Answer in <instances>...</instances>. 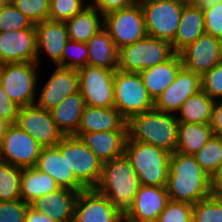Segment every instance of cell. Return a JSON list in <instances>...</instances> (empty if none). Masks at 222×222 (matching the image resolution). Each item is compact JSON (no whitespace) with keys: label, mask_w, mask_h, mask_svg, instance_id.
I'll list each match as a JSON object with an SVG mask.
<instances>
[{"label":"cell","mask_w":222,"mask_h":222,"mask_svg":"<svg viewBox=\"0 0 222 222\" xmlns=\"http://www.w3.org/2000/svg\"><path fill=\"white\" fill-rule=\"evenodd\" d=\"M166 190L169 200L195 204L210 196L211 177L193 155L171 154Z\"/></svg>","instance_id":"cell-1"},{"label":"cell","mask_w":222,"mask_h":222,"mask_svg":"<svg viewBox=\"0 0 222 222\" xmlns=\"http://www.w3.org/2000/svg\"><path fill=\"white\" fill-rule=\"evenodd\" d=\"M176 114L156 109L135 115L127 121L128 137L131 140L176 152L178 124Z\"/></svg>","instance_id":"cell-2"},{"label":"cell","mask_w":222,"mask_h":222,"mask_svg":"<svg viewBox=\"0 0 222 222\" xmlns=\"http://www.w3.org/2000/svg\"><path fill=\"white\" fill-rule=\"evenodd\" d=\"M140 182L125 154L103 163L102 175L95 188L116 208L125 213L133 204Z\"/></svg>","instance_id":"cell-3"},{"label":"cell","mask_w":222,"mask_h":222,"mask_svg":"<svg viewBox=\"0 0 222 222\" xmlns=\"http://www.w3.org/2000/svg\"><path fill=\"white\" fill-rule=\"evenodd\" d=\"M124 154L133 166L140 185L166 187L171 153L128 137Z\"/></svg>","instance_id":"cell-4"},{"label":"cell","mask_w":222,"mask_h":222,"mask_svg":"<svg viewBox=\"0 0 222 222\" xmlns=\"http://www.w3.org/2000/svg\"><path fill=\"white\" fill-rule=\"evenodd\" d=\"M175 52L171 43L146 36L137 42L119 49L118 69L139 73L169 60Z\"/></svg>","instance_id":"cell-5"},{"label":"cell","mask_w":222,"mask_h":222,"mask_svg":"<svg viewBox=\"0 0 222 222\" xmlns=\"http://www.w3.org/2000/svg\"><path fill=\"white\" fill-rule=\"evenodd\" d=\"M114 108L128 121L131 117L154 108L139 73L119 69L114 75Z\"/></svg>","instance_id":"cell-6"},{"label":"cell","mask_w":222,"mask_h":222,"mask_svg":"<svg viewBox=\"0 0 222 222\" xmlns=\"http://www.w3.org/2000/svg\"><path fill=\"white\" fill-rule=\"evenodd\" d=\"M39 66L36 62L0 65V84L7 96L20 108L33 105L36 101L39 80L36 67Z\"/></svg>","instance_id":"cell-7"},{"label":"cell","mask_w":222,"mask_h":222,"mask_svg":"<svg viewBox=\"0 0 222 222\" xmlns=\"http://www.w3.org/2000/svg\"><path fill=\"white\" fill-rule=\"evenodd\" d=\"M147 35L171 43L180 24L182 0H140Z\"/></svg>","instance_id":"cell-8"},{"label":"cell","mask_w":222,"mask_h":222,"mask_svg":"<svg viewBox=\"0 0 222 222\" xmlns=\"http://www.w3.org/2000/svg\"><path fill=\"white\" fill-rule=\"evenodd\" d=\"M103 28L119 49L131 45L147 36L141 4L115 10L103 16Z\"/></svg>","instance_id":"cell-9"},{"label":"cell","mask_w":222,"mask_h":222,"mask_svg":"<svg viewBox=\"0 0 222 222\" xmlns=\"http://www.w3.org/2000/svg\"><path fill=\"white\" fill-rule=\"evenodd\" d=\"M78 89L87 106L114 107L115 70L85 65L77 70Z\"/></svg>","instance_id":"cell-10"},{"label":"cell","mask_w":222,"mask_h":222,"mask_svg":"<svg viewBox=\"0 0 222 222\" xmlns=\"http://www.w3.org/2000/svg\"><path fill=\"white\" fill-rule=\"evenodd\" d=\"M42 148L17 124H10L0 144V161L21 169L34 167Z\"/></svg>","instance_id":"cell-11"},{"label":"cell","mask_w":222,"mask_h":222,"mask_svg":"<svg viewBox=\"0 0 222 222\" xmlns=\"http://www.w3.org/2000/svg\"><path fill=\"white\" fill-rule=\"evenodd\" d=\"M66 162L85 189H95L102 175L103 162L74 135H66Z\"/></svg>","instance_id":"cell-12"},{"label":"cell","mask_w":222,"mask_h":222,"mask_svg":"<svg viewBox=\"0 0 222 222\" xmlns=\"http://www.w3.org/2000/svg\"><path fill=\"white\" fill-rule=\"evenodd\" d=\"M16 124L42 147L56 146L65 136L54 123L50 111L35 104L19 108Z\"/></svg>","instance_id":"cell-13"},{"label":"cell","mask_w":222,"mask_h":222,"mask_svg":"<svg viewBox=\"0 0 222 222\" xmlns=\"http://www.w3.org/2000/svg\"><path fill=\"white\" fill-rule=\"evenodd\" d=\"M183 68L202 76L222 62V40L204 34L179 52Z\"/></svg>","instance_id":"cell-14"},{"label":"cell","mask_w":222,"mask_h":222,"mask_svg":"<svg viewBox=\"0 0 222 222\" xmlns=\"http://www.w3.org/2000/svg\"><path fill=\"white\" fill-rule=\"evenodd\" d=\"M37 53L35 24L23 30L0 32V65L36 62Z\"/></svg>","instance_id":"cell-15"},{"label":"cell","mask_w":222,"mask_h":222,"mask_svg":"<svg viewBox=\"0 0 222 222\" xmlns=\"http://www.w3.org/2000/svg\"><path fill=\"white\" fill-rule=\"evenodd\" d=\"M41 172L50 175L60 186L73 191H83L85 188L76 180L66 162V135L53 147H43L34 166Z\"/></svg>","instance_id":"cell-16"},{"label":"cell","mask_w":222,"mask_h":222,"mask_svg":"<svg viewBox=\"0 0 222 222\" xmlns=\"http://www.w3.org/2000/svg\"><path fill=\"white\" fill-rule=\"evenodd\" d=\"M122 214L96 189H85L77 197L73 222H117Z\"/></svg>","instance_id":"cell-17"},{"label":"cell","mask_w":222,"mask_h":222,"mask_svg":"<svg viewBox=\"0 0 222 222\" xmlns=\"http://www.w3.org/2000/svg\"><path fill=\"white\" fill-rule=\"evenodd\" d=\"M200 90L201 76L182 67L175 80L156 98L154 109L178 113L184 101Z\"/></svg>","instance_id":"cell-18"},{"label":"cell","mask_w":222,"mask_h":222,"mask_svg":"<svg viewBox=\"0 0 222 222\" xmlns=\"http://www.w3.org/2000/svg\"><path fill=\"white\" fill-rule=\"evenodd\" d=\"M78 73L76 69L56 67L42 87L35 105L47 111L60 104L67 96L78 92Z\"/></svg>","instance_id":"cell-19"},{"label":"cell","mask_w":222,"mask_h":222,"mask_svg":"<svg viewBox=\"0 0 222 222\" xmlns=\"http://www.w3.org/2000/svg\"><path fill=\"white\" fill-rule=\"evenodd\" d=\"M168 201L166 187L140 185L133 204L124 214L138 222H157Z\"/></svg>","instance_id":"cell-20"},{"label":"cell","mask_w":222,"mask_h":222,"mask_svg":"<svg viewBox=\"0 0 222 222\" xmlns=\"http://www.w3.org/2000/svg\"><path fill=\"white\" fill-rule=\"evenodd\" d=\"M37 32V57L36 63L41 62V51L57 66L62 59L65 45L69 41L67 27L64 22L44 20L35 24Z\"/></svg>","instance_id":"cell-21"},{"label":"cell","mask_w":222,"mask_h":222,"mask_svg":"<svg viewBox=\"0 0 222 222\" xmlns=\"http://www.w3.org/2000/svg\"><path fill=\"white\" fill-rule=\"evenodd\" d=\"M78 195V191L60 188L55 192L36 198L30 203V206L57 222H73Z\"/></svg>","instance_id":"cell-22"},{"label":"cell","mask_w":222,"mask_h":222,"mask_svg":"<svg viewBox=\"0 0 222 222\" xmlns=\"http://www.w3.org/2000/svg\"><path fill=\"white\" fill-rule=\"evenodd\" d=\"M128 138V130L82 133L79 139L103 163L122 156Z\"/></svg>","instance_id":"cell-23"},{"label":"cell","mask_w":222,"mask_h":222,"mask_svg":"<svg viewBox=\"0 0 222 222\" xmlns=\"http://www.w3.org/2000/svg\"><path fill=\"white\" fill-rule=\"evenodd\" d=\"M113 130H128L127 120L116 108H102L85 105L80 124L74 136L82 133Z\"/></svg>","instance_id":"cell-24"},{"label":"cell","mask_w":222,"mask_h":222,"mask_svg":"<svg viewBox=\"0 0 222 222\" xmlns=\"http://www.w3.org/2000/svg\"><path fill=\"white\" fill-rule=\"evenodd\" d=\"M182 67L180 55L175 53L169 60L139 72L153 101L175 80Z\"/></svg>","instance_id":"cell-25"},{"label":"cell","mask_w":222,"mask_h":222,"mask_svg":"<svg viewBox=\"0 0 222 222\" xmlns=\"http://www.w3.org/2000/svg\"><path fill=\"white\" fill-rule=\"evenodd\" d=\"M205 34L204 12L190 2L184 5L175 37L171 42L172 49L179 53L187 45Z\"/></svg>","instance_id":"cell-26"},{"label":"cell","mask_w":222,"mask_h":222,"mask_svg":"<svg viewBox=\"0 0 222 222\" xmlns=\"http://www.w3.org/2000/svg\"><path fill=\"white\" fill-rule=\"evenodd\" d=\"M103 16L90 3L87 4V7L81 12L64 22L67 27L69 40L87 43L91 37L103 29Z\"/></svg>","instance_id":"cell-27"},{"label":"cell","mask_w":222,"mask_h":222,"mask_svg":"<svg viewBox=\"0 0 222 222\" xmlns=\"http://www.w3.org/2000/svg\"><path fill=\"white\" fill-rule=\"evenodd\" d=\"M88 48V65L110 70L118 69L119 50L111 36L103 28L86 43Z\"/></svg>","instance_id":"cell-28"},{"label":"cell","mask_w":222,"mask_h":222,"mask_svg":"<svg viewBox=\"0 0 222 222\" xmlns=\"http://www.w3.org/2000/svg\"><path fill=\"white\" fill-rule=\"evenodd\" d=\"M85 107L80 92L67 96L60 104L50 110L52 119L64 135H74L80 124Z\"/></svg>","instance_id":"cell-29"},{"label":"cell","mask_w":222,"mask_h":222,"mask_svg":"<svg viewBox=\"0 0 222 222\" xmlns=\"http://www.w3.org/2000/svg\"><path fill=\"white\" fill-rule=\"evenodd\" d=\"M60 189L57 182L48 174L35 167L21 169L20 195L26 203Z\"/></svg>","instance_id":"cell-30"},{"label":"cell","mask_w":222,"mask_h":222,"mask_svg":"<svg viewBox=\"0 0 222 222\" xmlns=\"http://www.w3.org/2000/svg\"><path fill=\"white\" fill-rule=\"evenodd\" d=\"M212 136L210 124L179 122L176 152L194 155Z\"/></svg>","instance_id":"cell-31"},{"label":"cell","mask_w":222,"mask_h":222,"mask_svg":"<svg viewBox=\"0 0 222 222\" xmlns=\"http://www.w3.org/2000/svg\"><path fill=\"white\" fill-rule=\"evenodd\" d=\"M214 102L213 98L200 90L184 101L177 119L184 123L210 124Z\"/></svg>","instance_id":"cell-32"},{"label":"cell","mask_w":222,"mask_h":222,"mask_svg":"<svg viewBox=\"0 0 222 222\" xmlns=\"http://www.w3.org/2000/svg\"><path fill=\"white\" fill-rule=\"evenodd\" d=\"M193 156L210 177L221 172L222 137L213 135Z\"/></svg>","instance_id":"cell-33"},{"label":"cell","mask_w":222,"mask_h":222,"mask_svg":"<svg viewBox=\"0 0 222 222\" xmlns=\"http://www.w3.org/2000/svg\"><path fill=\"white\" fill-rule=\"evenodd\" d=\"M21 168L0 161V201L21 199Z\"/></svg>","instance_id":"cell-34"},{"label":"cell","mask_w":222,"mask_h":222,"mask_svg":"<svg viewBox=\"0 0 222 222\" xmlns=\"http://www.w3.org/2000/svg\"><path fill=\"white\" fill-rule=\"evenodd\" d=\"M192 222H222V200L210 195L192 204Z\"/></svg>","instance_id":"cell-35"},{"label":"cell","mask_w":222,"mask_h":222,"mask_svg":"<svg viewBox=\"0 0 222 222\" xmlns=\"http://www.w3.org/2000/svg\"><path fill=\"white\" fill-rule=\"evenodd\" d=\"M88 48L86 43L69 40L62 53L58 67L80 69L88 64Z\"/></svg>","instance_id":"cell-36"},{"label":"cell","mask_w":222,"mask_h":222,"mask_svg":"<svg viewBox=\"0 0 222 222\" xmlns=\"http://www.w3.org/2000/svg\"><path fill=\"white\" fill-rule=\"evenodd\" d=\"M32 25V21L14 4H7L0 10V32L23 30Z\"/></svg>","instance_id":"cell-37"},{"label":"cell","mask_w":222,"mask_h":222,"mask_svg":"<svg viewBox=\"0 0 222 222\" xmlns=\"http://www.w3.org/2000/svg\"><path fill=\"white\" fill-rule=\"evenodd\" d=\"M84 0H50L48 20L65 22L86 6Z\"/></svg>","instance_id":"cell-38"},{"label":"cell","mask_w":222,"mask_h":222,"mask_svg":"<svg viewBox=\"0 0 222 222\" xmlns=\"http://www.w3.org/2000/svg\"><path fill=\"white\" fill-rule=\"evenodd\" d=\"M157 222H192V204L169 200Z\"/></svg>","instance_id":"cell-39"},{"label":"cell","mask_w":222,"mask_h":222,"mask_svg":"<svg viewBox=\"0 0 222 222\" xmlns=\"http://www.w3.org/2000/svg\"><path fill=\"white\" fill-rule=\"evenodd\" d=\"M50 0H17L14 5L33 24L48 20Z\"/></svg>","instance_id":"cell-40"},{"label":"cell","mask_w":222,"mask_h":222,"mask_svg":"<svg viewBox=\"0 0 222 222\" xmlns=\"http://www.w3.org/2000/svg\"><path fill=\"white\" fill-rule=\"evenodd\" d=\"M201 90L214 100L222 99V62L201 76Z\"/></svg>","instance_id":"cell-41"},{"label":"cell","mask_w":222,"mask_h":222,"mask_svg":"<svg viewBox=\"0 0 222 222\" xmlns=\"http://www.w3.org/2000/svg\"><path fill=\"white\" fill-rule=\"evenodd\" d=\"M29 205L22 199L0 201V222H25Z\"/></svg>","instance_id":"cell-42"},{"label":"cell","mask_w":222,"mask_h":222,"mask_svg":"<svg viewBox=\"0 0 222 222\" xmlns=\"http://www.w3.org/2000/svg\"><path fill=\"white\" fill-rule=\"evenodd\" d=\"M205 34L222 40V2L203 10Z\"/></svg>","instance_id":"cell-43"},{"label":"cell","mask_w":222,"mask_h":222,"mask_svg":"<svg viewBox=\"0 0 222 222\" xmlns=\"http://www.w3.org/2000/svg\"><path fill=\"white\" fill-rule=\"evenodd\" d=\"M19 108L20 107L7 96L0 84V118L10 124H16Z\"/></svg>","instance_id":"cell-44"},{"label":"cell","mask_w":222,"mask_h":222,"mask_svg":"<svg viewBox=\"0 0 222 222\" xmlns=\"http://www.w3.org/2000/svg\"><path fill=\"white\" fill-rule=\"evenodd\" d=\"M90 2L93 7L105 15L115 10L135 6L140 2V0H91Z\"/></svg>","instance_id":"cell-45"},{"label":"cell","mask_w":222,"mask_h":222,"mask_svg":"<svg viewBox=\"0 0 222 222\" xmlns=\"http://www.w3.org/2000/svg\"><path fill=\"white\" fill-rule=\"evenodd\" d=\"M210 126L214 136L222 137V99L214 102Z\"/></svg>","instance_id":"cell-46"},{"label":"cell","mask_w":222,"mask_h":222,"mask_svg":"<svg viewBox=\"0 0 222 222\" xmlns=\"http://www.w3.org/2000/svg\"><path fill=\"white\" fill-rule=\"evenodd\" d=\"M25 222H57L52 218L48 217L45 213H41L30 205L27 208Z\"/></svg>","instance_id":"cell-47"},{"label":"cell","mask_w":222,"mask_h":222,"mask_svg":"<svg viewBox=\"0 0 222 222\" xmlns=\"http://www.w3.org/2000/svg\"><path fill=\"white\" fill-rule=\"evenodd\" d=\"M216 199L222 200V171L211 177V193Z\"/></svg>","instance_id":"cell-48"},{"label":"cell","mask_w":222,"mask_h":222,"mask_svg":"<svg viewBox=\"0 0 222 222\" xmlns=\"http://www.w3.org/2000/svg\"><path fill=\"white\" fill-rule=\"evenodd\" d=\"M222 2V0H190V3L201 9L202 11L208 9L218 3Z\"/></svg>","instance_id":"cell-49"},{"label":"cell","mask_w":222,"mask_h":222,"mask_svg":"<svg viewBox=\"0 0 222 222\" xmlns=\"http://www.w3.org/2000/svg\"><path fill=\"white\" fill-rule=\"evenodd\" d=\"M10 123L0 118V144L2 141L3 136L5 135V132L7 131V128L9 127Z\"/></svg>","instance_id":"cell-50"},{"label":"cell","mask_w":222,"mask_h":222,"mask_svg":"<svg viewBox=\"0 0 222 222\" xmlns=\"http://www.w3.org/2000/svg\"><path fill=\"white\" fill-rule=\"evenodd\" d=\"M117 222H138V221L129 218L126 214L123 213Z\"/></svg>","instance_id":"cell-51"},{"label":"cell","mask_w":222,"mask_h":222,"mask_svg":"<svg viewBox=\"0 0 222 222\" xmlns=\"http://www.w3.org/2000/svg\"><path fill=\"white\" fill-rule=\"evenodd\" d=\"M7 5L5 0H0V10Z\"/></svg>","instance_id":"cell-52"},{"label":"cell","mask_w":222,"mask_h":222,"mask_svg":"<svg viewBox=\"0 0 222 222\" xmlns=\"http://www.w3.org/2000/svg\"><path fill=\"white\" fill-rule=\"evenodd\" d=\"M7 4H14L17 0H5Z\"/></svg>","instance_id":"cell-53"}]
</instances>
